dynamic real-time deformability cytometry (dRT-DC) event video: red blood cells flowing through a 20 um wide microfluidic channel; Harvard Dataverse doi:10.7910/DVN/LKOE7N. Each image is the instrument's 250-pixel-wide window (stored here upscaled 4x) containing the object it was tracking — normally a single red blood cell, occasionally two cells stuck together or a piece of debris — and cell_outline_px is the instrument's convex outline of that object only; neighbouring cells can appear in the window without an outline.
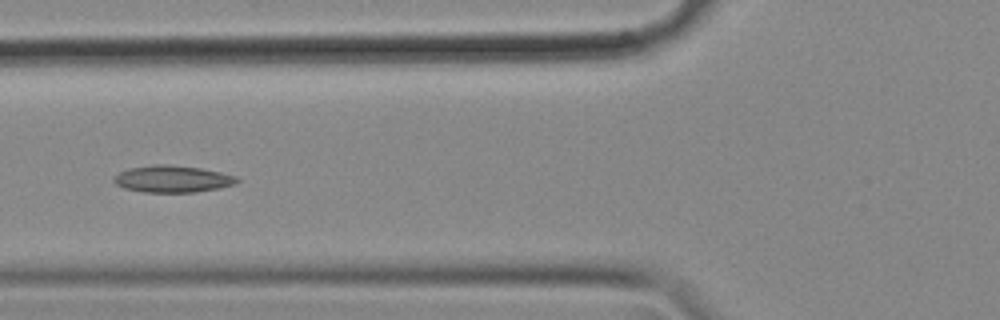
{"species": "common noctule bat (a hibernating species)", "species_latin": "Nyctalus noctula", "temperature_condition": "cold", "stored_images_in_passage": 42, "camera_frame_rate_fps": 3000, "um_per_image_px": 0.085, "animal": {"sex": "female", "body_mass_g": 18.4}, "frame": {"image": 1, "passage_image": 7, "time_ms": 2.0, "image_size_px": [1000, 320], "cell_outline_px": [[240, 180], [236, 184], [220, 188], [196, 192], [144, 192], [124, 188], [116, 184], [112, 180], [120, 172], [128, 168], [152, 164], [168, 164], [200, 168], [220, 172], [236, 176]], "centroid_in_image_um": [14.67, 15.21], "position_along_channel_um": 111.1, "area_um2": 19.36}}
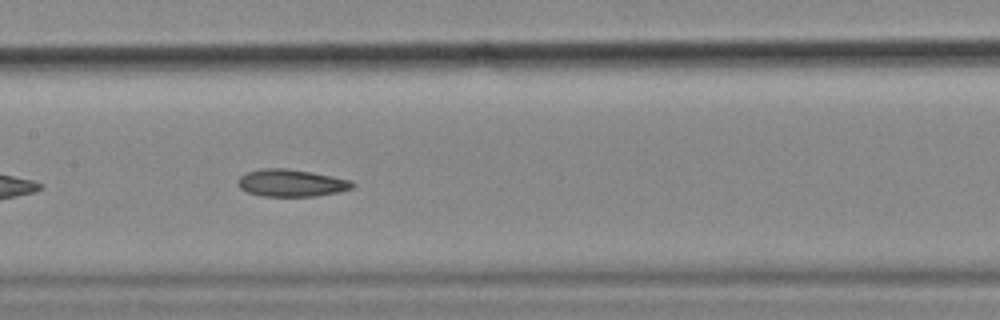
{"frame": {"image": 2, "passage_image": 13, "time_ms": 4.0, "image_size_px": [1000, 320], "cell_outline_px": [[356, 184], [352, 188], [340, 192], [316, 196], [260, 196], [248, 192], [240, 188], [236, 184], [236, 180], [240, 176], [248, 172], [260, 168], [284, 168], [312, 172], [352, 180]], "centroid_in_image_um": [24.76, 15.55], "position_along_channel_um": 182.6, "area_um2": 18.38}, "authors_computed_cell_mechanics": {"area_um2": 18.3804, "velocity_mm_per_s": 3.5739, "shape_relaxation_time_tau1_ms": null, "shape_relaxation_time_tau2_ms": 4.9893, "deformation_change_tau1": null, "deformation_change_tau2": 0.1215}}